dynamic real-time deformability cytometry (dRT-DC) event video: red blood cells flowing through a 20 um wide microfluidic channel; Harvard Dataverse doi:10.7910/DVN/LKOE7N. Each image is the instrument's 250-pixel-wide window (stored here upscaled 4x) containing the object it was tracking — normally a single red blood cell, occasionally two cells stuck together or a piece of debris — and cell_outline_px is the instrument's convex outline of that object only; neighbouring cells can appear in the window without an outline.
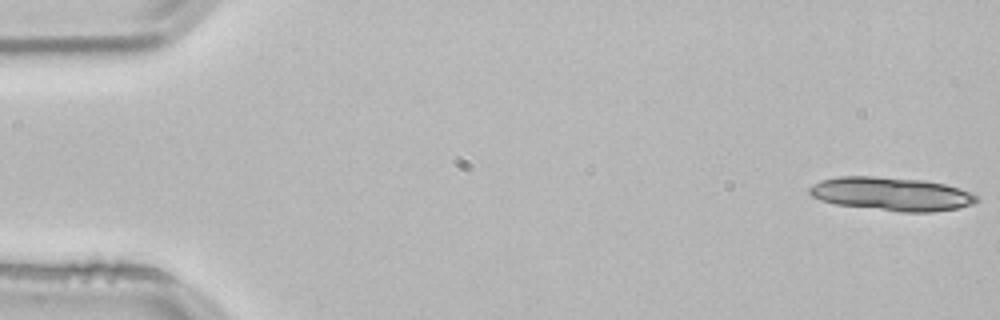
{"species": "common noctule bat (a hibernating species)", "species_latin": "Nyctalus noctula", "temperature_condition": "room temperature", "stored_images_in_passage": 14, "camera_frame_rate_fps": 3000, "um_per_image_px": 0.085, "animal": {"sex": "male", "body_mass_g": 21.5, "forearm_length_mm": 52.0}, "frame": {"image": 1, "passage_image": 1, "time_ms": 0.0, "image_size_px": [1000, 320], "cell_outline_px": [[980, 200], [972, 204], [960, 208], [932, 212], [900, 212], [836, 204], [820, 200], [812, 196], [808, 192], [808, 188], [812, 184], [824, 180], [840, 176], [876, 176], [924, 180], [944, 184], [960, 188], [972, 192], [980, 196]], "centroid_in_image_um": [75.83, 16.49], "position_along_channel_um": 9.2, "area_um2": 32.89}}